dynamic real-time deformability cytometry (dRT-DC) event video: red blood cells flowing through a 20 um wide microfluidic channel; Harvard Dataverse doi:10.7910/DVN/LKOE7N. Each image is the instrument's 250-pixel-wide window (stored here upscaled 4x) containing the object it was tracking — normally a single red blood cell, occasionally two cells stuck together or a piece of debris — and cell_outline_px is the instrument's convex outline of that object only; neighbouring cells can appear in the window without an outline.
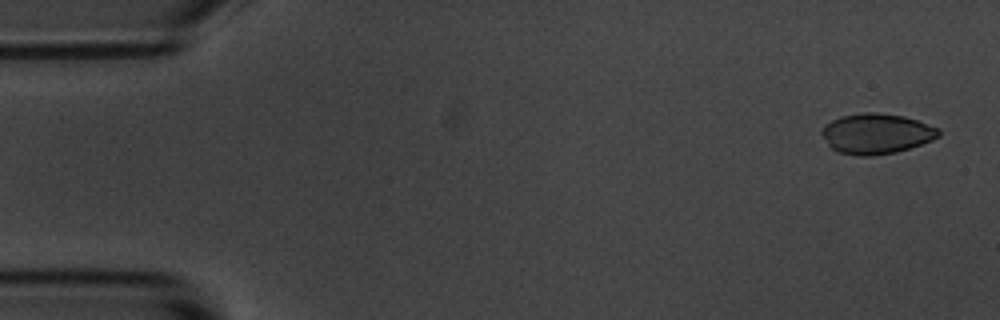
{"species": "common noctule bat (a hibernating species)", "species_latin": "Nyctalus noctula", "temperature_condition": "room temperature", "stored_images_in_passage": 4, "camera_frame_rate_fps": 3000, "um_per_image_px": 0.085, "animal": {"sex": "male", "body_mass_g": 20.1, "forearm_length_mm": 53.5}, "frame": {"image": 1, "passage_image": 1, "time_ms": 0.0, "image_size_px": [1000, 320], "cell_outline_px": [[940, 136], [932, 140], [896, 152], [872, 156], [856, 156], [836, 152], [828, 144], [820, 132], [832, 120], [840, 116], [864, 112], [876, 112], [904, 116], [940, 128]], "centroid_in_image_um": [74.5, 11.36], "position_along_channel_um": 10.5, "area_um2": 27.46}}